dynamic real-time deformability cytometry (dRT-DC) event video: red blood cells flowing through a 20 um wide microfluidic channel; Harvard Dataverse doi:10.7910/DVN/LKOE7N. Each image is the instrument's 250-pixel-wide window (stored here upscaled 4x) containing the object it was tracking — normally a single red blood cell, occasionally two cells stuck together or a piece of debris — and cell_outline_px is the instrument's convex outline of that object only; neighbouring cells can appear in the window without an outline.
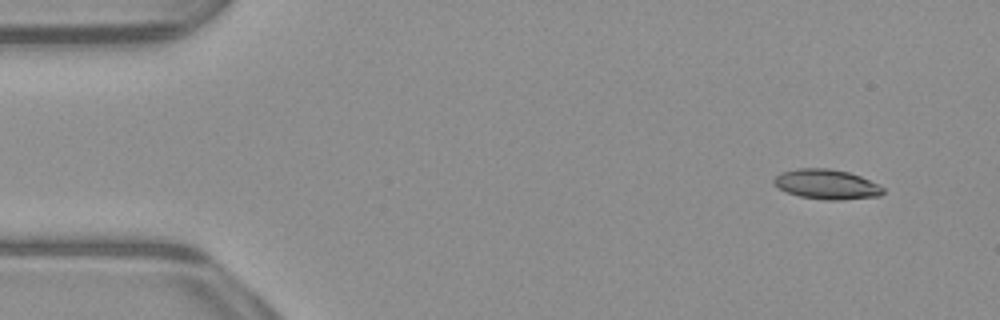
{"species": "common noctule bat (a hibernating species)", "species_latin": "Nyctalus noctula", "temperature_condition": "warm", "stored_images_in_passage": 49, "camera_frame_rate_fps": 3000, "um_per_image_px": 0.085, "animal": {"sex": "male", "body_mass_g": 23.1, "forearm_length_mm": 52.7}, "frame": {"image": 1, "passage_image": 1, "time_ms": 0.0, "image_size_px": [1000, 320], "cell_outline_px": [[884, 192], [880, 196], [840, 200], [824, 200], [800, 196], [788, 192], [772, 184], [772, 180], [780, 172], [796, 168], [828, 168], [848, 172], [860, 176], [884, 188]], "centroid_in_image_um": [70.23, 15.66], "position_along_channel_um": 14.8, "area_um2": 18.96}}
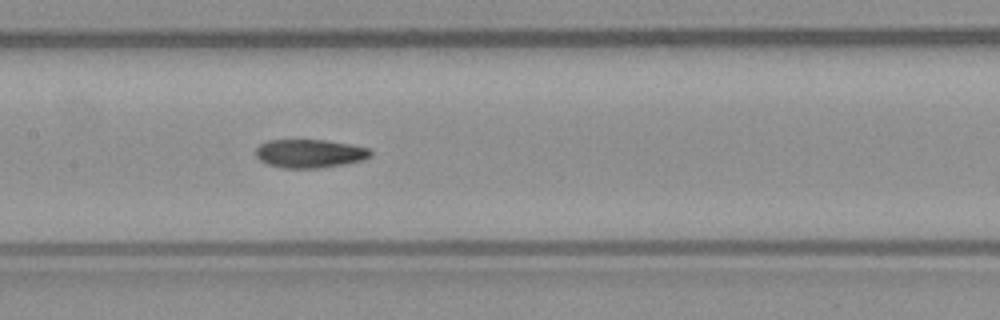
{"frame": {"image": 2, "passage_image": 22, "time_ms": 7.0, "image_size_px": [1000, 320], "cell_outline_px": [[372, 156], [364, 160], [344, 164], [320, 168], [284, 168], [268, 164], [260, 160], [256, 156], [256, 148], [260, 144], [268, 140], [328, 140], [352, 144], [372, 148]], "centroid_in_image_um": [26.39, 13.04], "position_along_channel_um": 181.0, "area_um2": 19.31}}
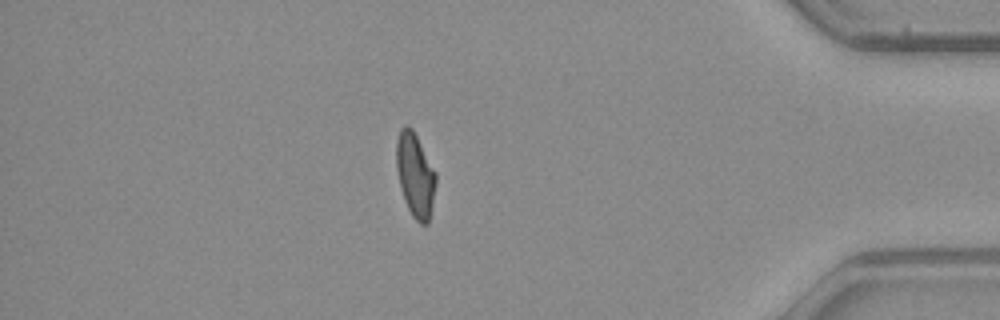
{"frame": {"image": 3, "passage_image": 42, "time_ms": 13.667, "image_size_px": [1000, 320], "cell_outline_px": [[436, 184], [428, 224], [420, 224], [412, 216], [404, 200], [400, 188], [396, 168], [396, 140], [400, 128], [404, 124], [408, 124], [412, 128], [436, 172]], "centroid_in_image_um": [35.27, 14.85], "position_along_channel_um": 399.9, "area_um2": 19.48}, "authors_computed_cell_mechanics": {"area_um2": 19.363, "velocity_mm_per_s": 3.9279, "shape_relaxation_time_tau1_ms": null, "shape_relaxation_time_tau2_ms": 2.8044, "deformation_change_tau1": null, "deformation_change_tau2": 0.0882}}